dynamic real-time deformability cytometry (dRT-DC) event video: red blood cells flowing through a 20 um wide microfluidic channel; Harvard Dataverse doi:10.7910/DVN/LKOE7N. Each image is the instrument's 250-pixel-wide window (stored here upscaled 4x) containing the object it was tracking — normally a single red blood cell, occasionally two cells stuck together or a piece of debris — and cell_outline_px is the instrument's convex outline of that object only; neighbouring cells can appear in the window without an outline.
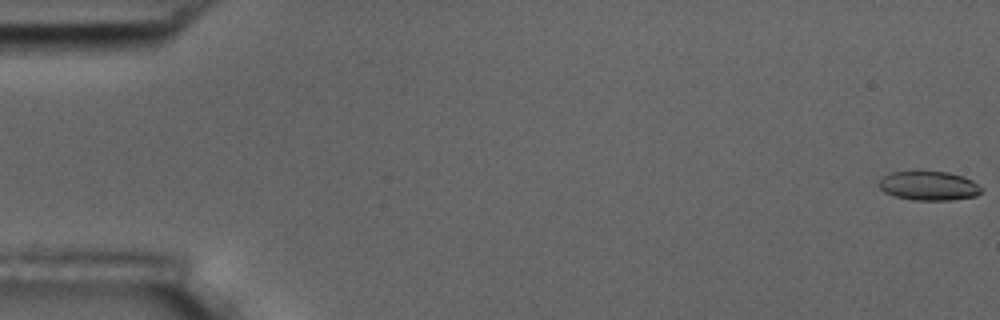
{"species": "common noctule bat (a hibernating species)", "species_latin": "Nyctalus noctula", "temperature_condition": "room temperature", "stored_images_in_passage": 56, "camera_frame_rate_fps": 3000, "um_per_image_px": 0.085, "animal": {"sex": "male", "body_mass_g": 17.5, "forearm_length_mm": 52.3}, "frame": {"image": 1, "passage_image": 1, "time_ms": 0.0, "image_size_px": [1000, 320], "cell_outline_px": [[984, 188], [976, 196], [952, 200], [912, 200], [896, 196], [884, 192], [876, 184], [884, 176], [892, 172], [948, 172], [964, 176], [972, 180]], "centroid_in_image_um": [78.97, 15.8], "position_along_channel_um": 6.0, "area_um2": 17.4}}
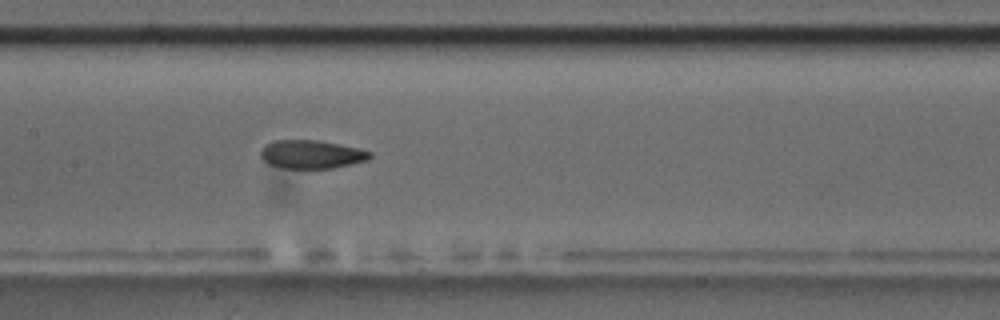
{"frame": {"image": 2, "passage_image": 28, "time_ms": 9.0, "image_size_px": [1000, 320], "cell_outline_px": [[372, 156], [368, 160], [332, 168], [284, 168], [268, 164], [260, 156], [260, 152], [264, 144], [272, 140], [316, 140], [360, 148], [372, 152]], "centroid_in_image_um": [26.46, 13.11], "position_along_channel_um": 180.9, "area_um2": 18.15}}
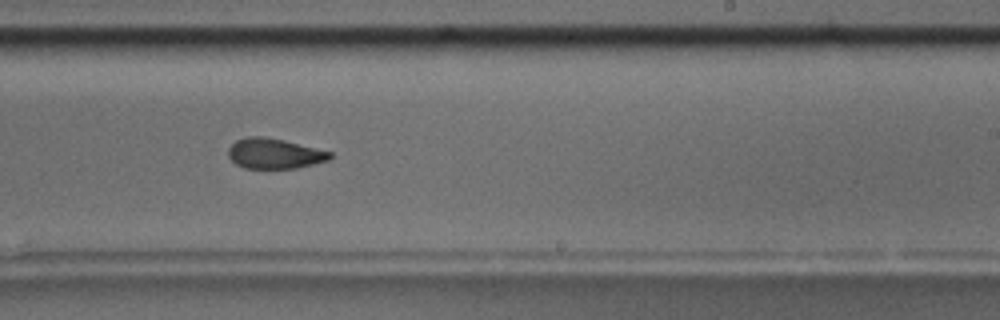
{"frame": {"image": 3, "passage_image": 35, "time_ms": 11.333, "image_size_px": [1000, 320], "cell_outline_px": [[332, 156], [328, 160], [296, 168], [244, 168], [236, 164], [228, 156], [228, 148], [236, 140], [244, 136], [264, 136], [284, 140], [332, 152]], "centroid_in_image_um": [23.29, 13.04], "position_along_channel_um": 265.7, "area_um2": 17.92}, "authors_computed_cell_mechanics": {"area_um2": 18.6694, "velocity_mm_per_s": 3.6387, "shape_relaxation_time_tau1_ms": null, "shape_relaxation_time_tau2_ms": 2.148, "deformation_change_tau1": null, "deformation_change_tau2": 0.0931}}